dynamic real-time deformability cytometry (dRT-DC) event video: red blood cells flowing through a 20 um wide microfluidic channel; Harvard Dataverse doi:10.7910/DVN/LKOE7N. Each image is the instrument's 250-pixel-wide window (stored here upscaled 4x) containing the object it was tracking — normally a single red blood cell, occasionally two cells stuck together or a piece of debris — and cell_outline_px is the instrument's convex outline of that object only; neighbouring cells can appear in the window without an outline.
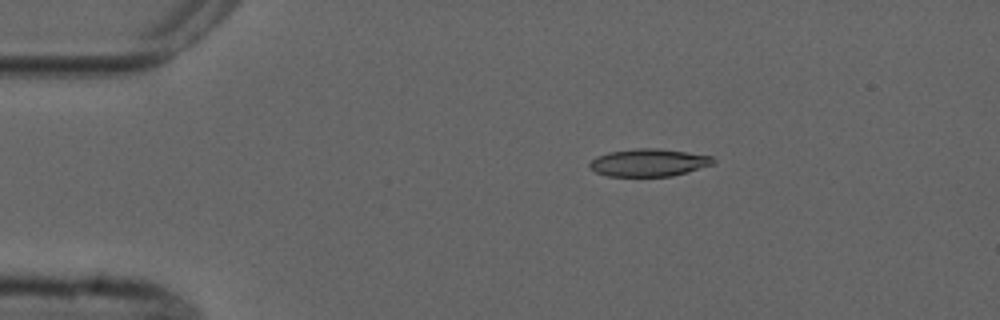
{"species": "common noctule bat (a hibernating species)", "species_latin": "Nyctalus noctula", "temperature_condition": "cold", "stored_images_in_passage": 7, "camera_frame_rate_fps": 3000, "um_per_image_px": 0.085, "animal": {"sex": "male", "forearm_length_mm": 52.5}, "frame": {"image": 1, "passage_image": 1, "time_ms": 0.0, "image_size_px": [1000, 320], "cell_outline_px": [[716, 164], [688, 172], [672, 176], [608, 176], [596, 172], [588, 164], [596, 156], [608, 152], [636, 148], [660, 148], [688, 152], [712, 156], [716, 160]], "centroid_in_image_um": [55.2, 13.81], "position_along_channel_um": 29.8, "area_um2": 20.06}}
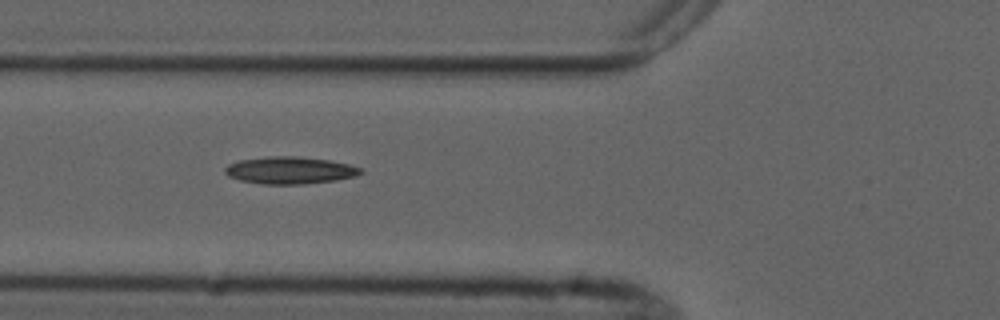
{"frame": {"image": 2, "passage_image": 4, "time_ms": 3.333, "image_size_px": [1000, 320], "cell_outline_px": [[364, 172], [356, 176], [336, 180], [304, 184], [260, 184], [240, 180], [228, 176], [224, 172], [224, 168], [228, 164], [240, 160], [268, 156], [296, 156], [328, 160], [348, 164], [364, 168]], "centroid_in_image_um": [24.65, 14.48], "position_along_channel_um": 101.2, "area_um2": 21.62}}
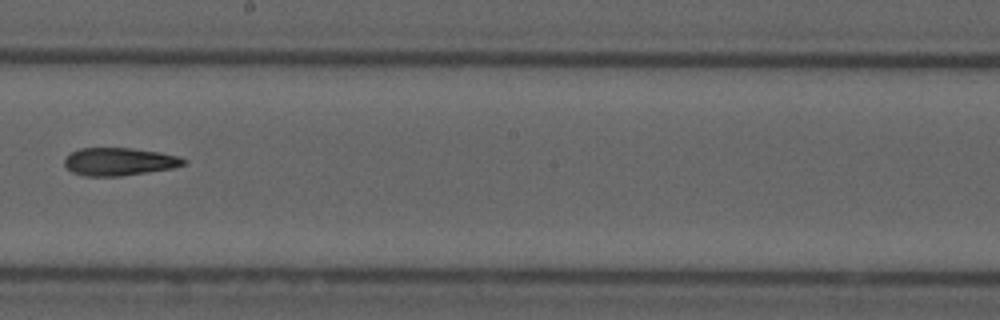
{"frame": {"image": 3, "passage_image": 7, "time_ms": 7.0, "image_size_px": [1000, 320], "cell_outline_px": [[188, 164], [172, 168], [148, 172], [120, 176], [84, 176], [72, 172], [64, 164], [64, 160], [72, 152], [80, 148], [132, 148], [160, 152], [180, 156], [188, 160]], "centroid_in_image_um": [10.19, 13.74], "position_along_channel_um": 238.0, "area_um2": 19.42}}